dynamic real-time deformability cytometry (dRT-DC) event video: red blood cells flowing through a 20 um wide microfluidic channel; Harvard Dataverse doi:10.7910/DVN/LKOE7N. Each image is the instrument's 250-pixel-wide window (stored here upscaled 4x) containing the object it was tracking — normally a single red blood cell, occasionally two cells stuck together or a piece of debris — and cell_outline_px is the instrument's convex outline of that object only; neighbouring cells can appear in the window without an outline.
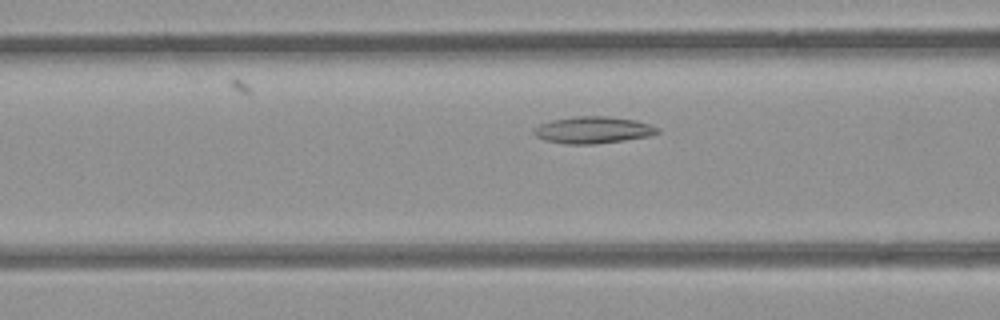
{"species": "common noctule bat (a hibernating species)", "species_latin": "Nyctalus noctula", "temperature_condition": "room temperature", "stored_images_in_passage": 28, "camera_frame_rate_fps": 3000, "um_per_image_px": 0.085, "animal": {"sex": "female", "body_mass_g": 21.9}, "frame": {"image": 1, "passage_image": 6, "time_ms": 1.667, "image_size_px": [1000, 320], "cell_outline_px": [[660, 132], [652, 136], [596, 144], [568, 144], [544, 140], [536, 136], [532, 132], [540, 124], [552, 120], [572, 116], [608, 116], [636, 120], [660, 128]], "centroid_in_image_um": [50.44, 11.05], "position_along_channel_um": 116.2, "area_um2": 19.42}}
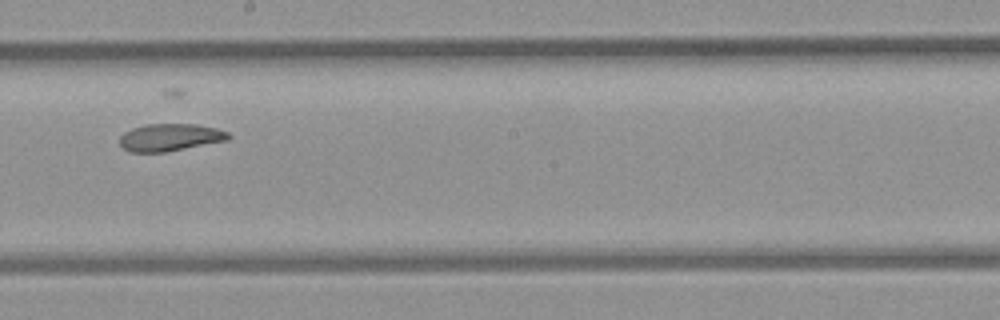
{"frame": {"image": 2, "passage_image": 15, "time_ms": 4.667, "image_size_px": [1000, 320], "cell_outline_px": [[232, 136], [228, 140], [164, 152], [128, 152], [120, 144], [120, 136], [124, 132], [132, 128], [144, 124], [196, 124], [216, 128], [228, 132]], "centroid_in_image_um": [14.45, 11.67], "position_along_channel_um": 233.8, "area_um2": 17.34}}
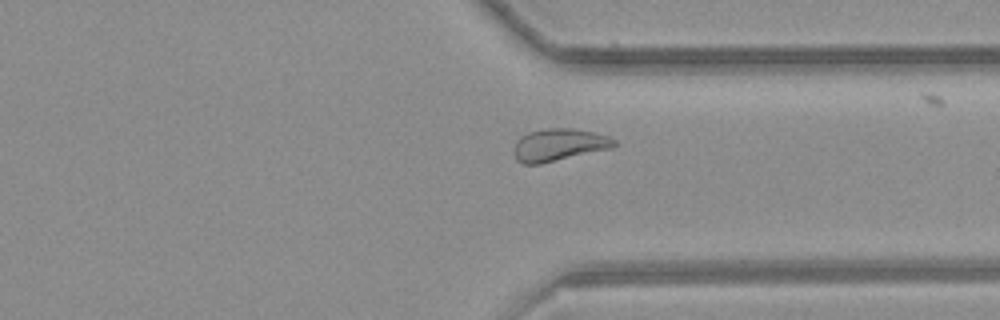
{"frame": {"image": 3, "passage_image": 25, "time_ms": 8.0, "image_size_px": [1000, 320], "cell_outline_px": [[616, 144], [612, 148], [540, 164], [524, 164], [516, 160], [516, 140], [520, 136], [528, 132], [548, 128], [572, 128], [592, 132], [608, 136], [616, 140]], "centroid_in_image_um": [47.52, 12.31], "position_along_channel_um": 363.9, "area_um2": 18.73}}